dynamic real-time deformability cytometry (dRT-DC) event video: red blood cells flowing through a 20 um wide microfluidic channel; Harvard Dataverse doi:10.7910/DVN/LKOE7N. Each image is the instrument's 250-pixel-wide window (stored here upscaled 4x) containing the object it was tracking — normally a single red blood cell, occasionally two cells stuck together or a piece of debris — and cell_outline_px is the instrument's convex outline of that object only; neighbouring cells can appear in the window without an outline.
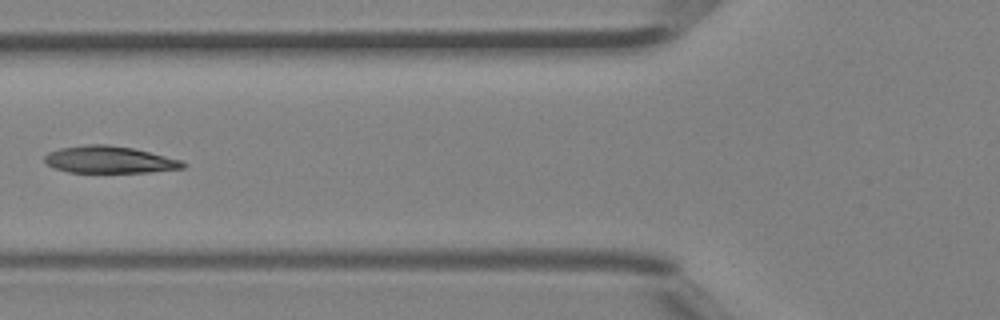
{"species": "Egyptian fruit bat (a non-hibernating species)", "species_latin": "Rousettus aegyptiacus", "temperature_condition": "room temperature", "stored_images_in_passage": 4, "camera_frame_rate_fps": 3000, "um_per_image_px": 0.085, "animal": {"sex": "female"}, "frame": {"image": 1, "passage_image": 4, "time_ms": 1.0, "image_size_px": [1000, 320], "cell_outline_px": [[188, 164], [184, 168], [148, 172], [68, 172], [52, 168], [44, 160], [44, 156], [48, 152], [60, 148], [88, 144], [108, 144], [132, 148], [180, 160]], "centroid_in_image_um": [9.26, 13.57], "position_along_channel_um": 116.5, "area_um2": 21.68}}